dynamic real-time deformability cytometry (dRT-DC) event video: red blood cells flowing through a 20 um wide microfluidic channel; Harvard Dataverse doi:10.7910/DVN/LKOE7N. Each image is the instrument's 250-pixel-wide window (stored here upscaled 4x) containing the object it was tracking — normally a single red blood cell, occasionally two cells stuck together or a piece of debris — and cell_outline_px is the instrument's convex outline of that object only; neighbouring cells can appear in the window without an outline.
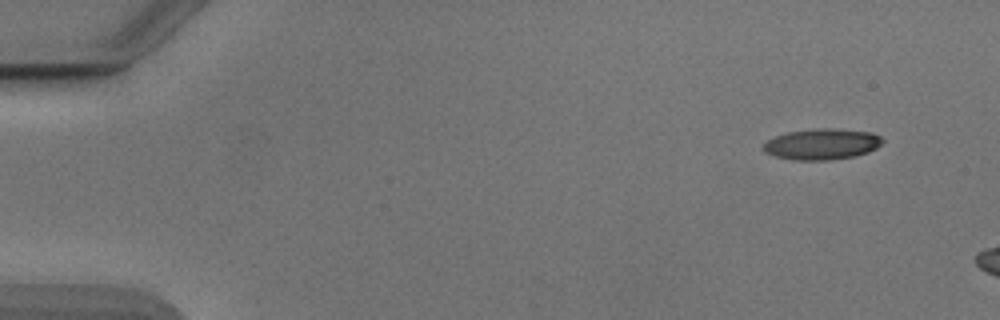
{"species": "Egyptian fruit bat (a non-hibernating species)", "species_latin": "Rousettus aegyptiacus", "temperature_condition": "cold", "stored_images_in_passage": 11, "camera_frame_rate_fps": 3000, "um_per_image_px": 0.085, "animal": {"sex": "male"}, "frame": {"image": 1, "passage_image": 1, "time_ms": 0.0, "image_size_px": [1000, 320], "cell_outline_px": [[884, 140], [876, 148], [868, 152], [856, 156], [832, 160], [796, 160], [772, 156], [764, 152], [760, 148], [760, 144], [776, 136], [788, 132], [824, 128], [832, 128], [872, 132], [880, 136]], "centroid_in_image_um": [69.83, 12.26], "position_along_channel_um": 15.2, "area_um2": 21.68}}